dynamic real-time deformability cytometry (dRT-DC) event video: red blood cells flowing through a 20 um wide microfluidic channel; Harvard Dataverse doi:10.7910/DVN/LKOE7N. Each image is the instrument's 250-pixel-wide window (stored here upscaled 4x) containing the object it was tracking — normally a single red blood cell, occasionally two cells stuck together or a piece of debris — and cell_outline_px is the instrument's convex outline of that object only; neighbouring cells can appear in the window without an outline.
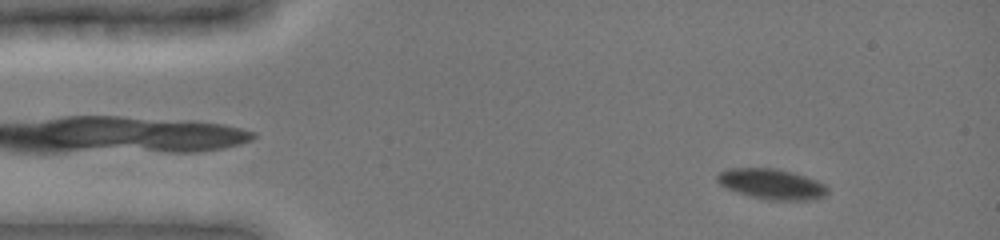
{"species": "common noctule bat (a hibernating species)", "species_latin": "Nyctalus noctula", "temperature_condition": "cold", "stored_images_in_passage": 58, "camera_frame_rate_fps": 3000, "um_per_image_px": 0.085, "animal": {"sex": "female", "body_mass_g": 19.0, "forearm_length_mm": 51.5}, "frame": {"image": 1, "passage_image": 4, "time_ms": 1.333, "image_size_px": [1000, 240], "cell_outline_px": [[828, 192], [824, 196], [808, 200], [772, 200], [748, 196], [736, 192], [720, 184], [716, 180], [716, 176], [720, 172], [728, 168], [776, 168], [792, 172], [816, 180], [824, 184], [828, 188]], "centroid_in_image_um": [65.57, 15.64], "position_along_channel_um": 19.4, "area_um2": 19.48}}
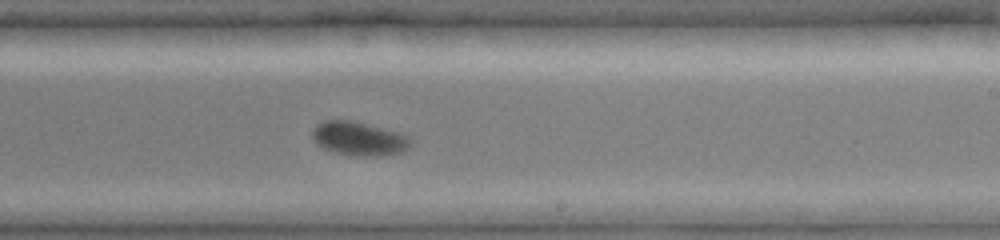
{"frame": {"image": 2, "passage_image": 37, "time_ms": 9.333, "image_size_px": [1000, 240], "cell_outline_px": [[412, 144], [408, 148], [400, 152], [376, 156], [356, 156], [324, 148], [312, 140], [312, 128], [316, 124], [324, 120], [352, 120], [400, 132], [408, 136]], "centroid_in_image_um": [30.5, 11.76], "position_along_channel_um": 258.5, "area_um2": 19.31}}
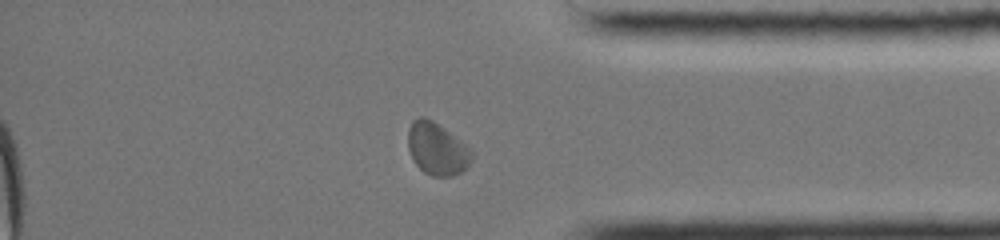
{"frame": {"image": 3, "passage_image": 58, "time_ms": 13.0, "image_size_px": [1000, 240], "cell_outline_px": [[472, 160], [460, 172], [452, 176], [432, 176], [424, 172], [412, 160], [408, 148], [408, 128], [412, 120], [420, 116], [424, 116], [432, 120], [444, 128], [472, 148]], "centroid_in_image_um": [37.13, 12.63], "position_along_channel_um": 398.1, "area_um2": 19.54}}